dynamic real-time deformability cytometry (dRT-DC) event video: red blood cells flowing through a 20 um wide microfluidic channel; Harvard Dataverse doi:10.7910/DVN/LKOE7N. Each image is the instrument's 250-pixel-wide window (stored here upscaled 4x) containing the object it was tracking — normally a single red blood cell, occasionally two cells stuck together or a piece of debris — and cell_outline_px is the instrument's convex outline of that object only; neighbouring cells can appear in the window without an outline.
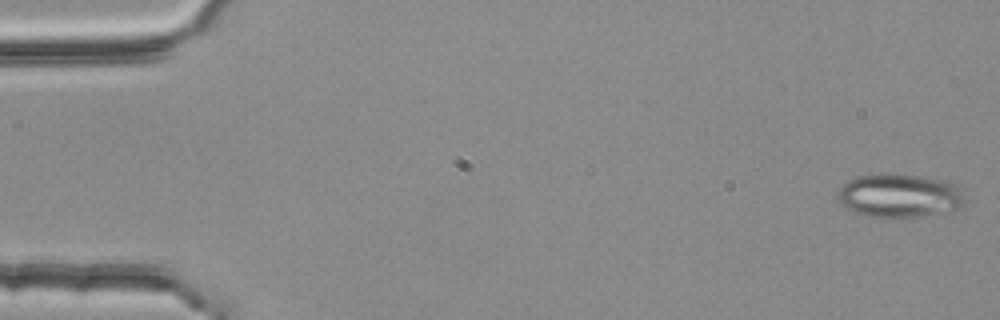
{"species": "common noctule bat (a hibernating species)", "species_latin": "Nyctalus noctula", "temperature_condition": "room temperature", "stored_images_in_passage": 54, "segment_of_instrument_passage": [1, 2], "camera_frame_rate_fps": 3000, "um_per_image_px": 0.085, "animal": {"sex": "female", "body_mass_g": 25.1}, "frame": {"image": 1, "passage_image": 1, "time_ms": 0.0, "image_size_px": [1000, 320], "cell_outline_px": [[964, 204], [960, 208], [920, 216], [868, 216], [852, 212], [836, 196], [836, 192], [848, 180], [856, 176], [880, 172], [888, 172], [924, 176], [944, 180], [956, 184], [960, 188]], "centroid_in_image_um": [76.43, 16.58], "position_along_channel_um": 8.6, "area_um2": 32.37}}